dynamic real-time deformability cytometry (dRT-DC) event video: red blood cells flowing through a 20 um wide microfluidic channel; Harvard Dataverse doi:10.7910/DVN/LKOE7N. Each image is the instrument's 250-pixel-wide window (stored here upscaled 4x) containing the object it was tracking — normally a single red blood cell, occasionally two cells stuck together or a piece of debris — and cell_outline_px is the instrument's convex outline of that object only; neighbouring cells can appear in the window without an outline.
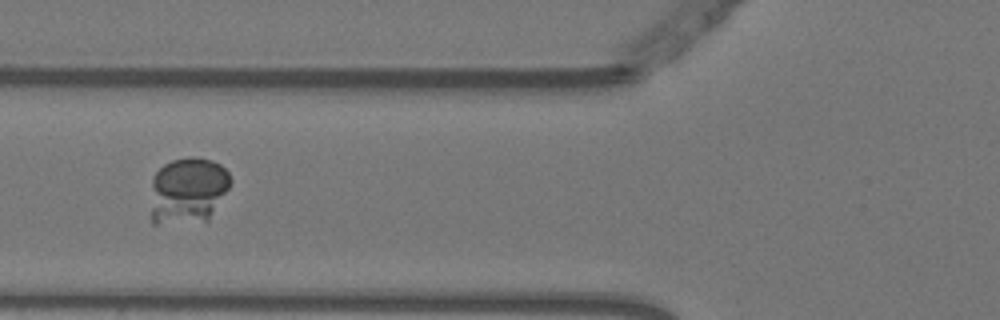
{"species": "Egyptian fruit bat (a non-hibernating species)", "species_latin": "Rousettus aegyptiacus", "temperature_condition": "warm", "stored_images_in_passage": 56, "segment_of_instrument_passage": [3, 3], "camera_frame_rate_fps": 3000, "um_per_image_px": 0.085, "animal": {"sex": "female"}, "frame": {"image": 1, "passage_image": 22, "time_ms": 7.0, "image_size_px": [1000, 320], "cell_outline_px": [[232, 180], [228, 188], [208, 220], [156, 224], [152, 224], [152, 176], [164, 164], [172, 160], [188, 156], [192, 156], [212, 160], [220, 164], [228, 172]], "centroid_in_image_um": [15.97, 16.15], "position_along_channel_um": 109.8, "area_um2": 30.81}}
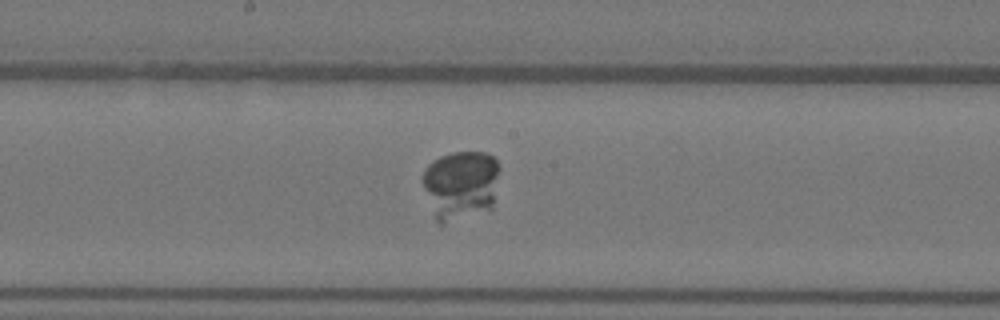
{"frame": {"image": 2, "passage_image": 30, "time_ms": 9.667, "image_size_px": [1000, 320], "cell_outline_px": [[500, 168], [492, 208], [444, 224], [440, 224], [436, 220], [420, 180], [424, 168], [432, 160], [440, 156], [452, 152], [484, 152], [492, 156], [500, 164]], "centroid_in_image_um": [39.14, 15.69], "position_along_channel_um": 209.1, "area_um2": 31.5}}
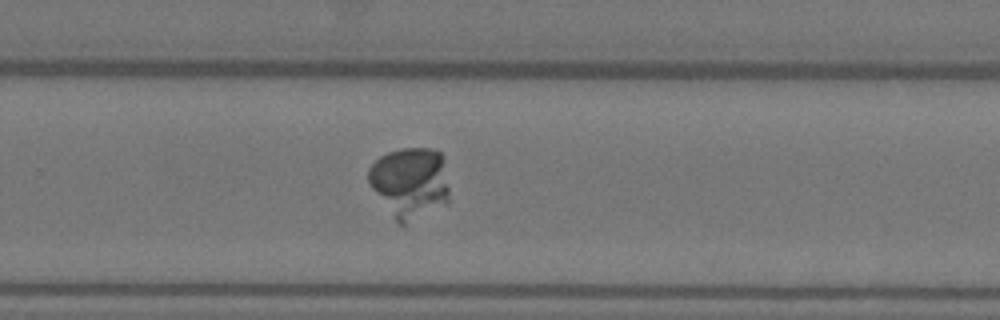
{"frame": {"image": 3, "passage_image": 37, "time_ms": 12.0, "image_size_px": [1000, 320], "cell_outline_px": [[448, 204], [404, 224], [400, 224], [396, 220], [368, 184], [368, 168], [380, 156], [388, 152], [400, 148], [432, 148], [440, 152], [444, 156], [448, 188]], "centroid_in_image_um": [34.86, 15.48], "position_along_channel_um": 294.9, "area_um2": 33.52}}